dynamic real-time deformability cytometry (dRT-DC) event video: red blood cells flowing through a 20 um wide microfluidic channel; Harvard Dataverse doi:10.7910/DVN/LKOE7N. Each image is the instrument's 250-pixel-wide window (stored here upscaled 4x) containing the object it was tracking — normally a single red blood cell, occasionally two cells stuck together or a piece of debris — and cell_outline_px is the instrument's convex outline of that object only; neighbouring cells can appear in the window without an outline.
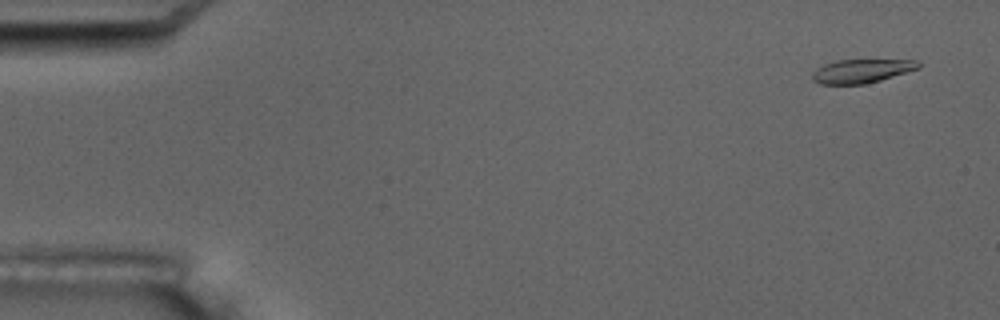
{"species": "common noctule bat (a hibernating species)", "species_latin": "Nyctalus noctula", "temperature_condition": "room temperature", "stored_images_in_passage": 5, "camera_frame_rate_fps": 3000, "um_per_image_px": 0.085, "animal": {"sex": "male", "body_mass_g": 17.5, "forearm_length_mm": 52.3}, "frame": {"image": 1, "passage_image": 1, "time_ms": 0.0, "image_size_px": [1000, 320], "cell_outline_px": [[920, 68], [880, 80], [864, 84], [820, 84], [812, 80], [812, 72], [816, 68], [824, 64], [836, 60], [916, 60], [920, 64]], "centroid_in_image_um": [73.2, 6.03], "position_along_channel_um": 11.8, "area_um2": 14.62}}
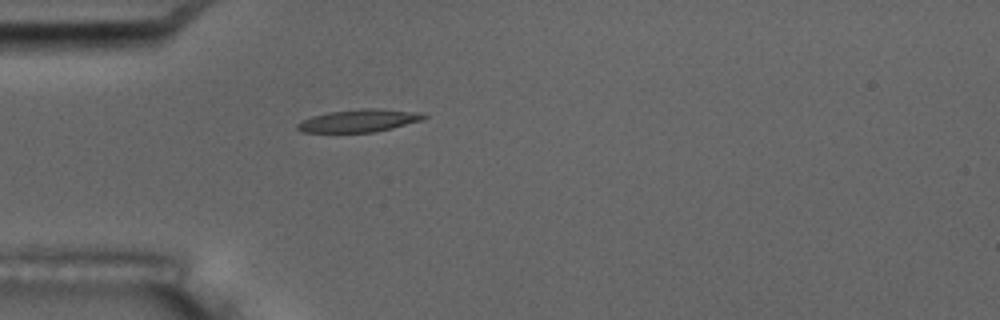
{"frame": {"image": 2, "passage_image": 5, "time_ms": 4.667, "image_size_px": [1000, 320], "cell_outline_px": [[428, 116], [424, 120], [392, 128], [372, 132], [300, 132], [296, 128], [296, 124], [300, 120], [312, 116], [328, 112], [364, 108], [376, 108], [424, 112]], "centroid_in_image_um": [30.54, 10.24], "position_along_channel_um": 54.5, "area_um2": 16.94}}